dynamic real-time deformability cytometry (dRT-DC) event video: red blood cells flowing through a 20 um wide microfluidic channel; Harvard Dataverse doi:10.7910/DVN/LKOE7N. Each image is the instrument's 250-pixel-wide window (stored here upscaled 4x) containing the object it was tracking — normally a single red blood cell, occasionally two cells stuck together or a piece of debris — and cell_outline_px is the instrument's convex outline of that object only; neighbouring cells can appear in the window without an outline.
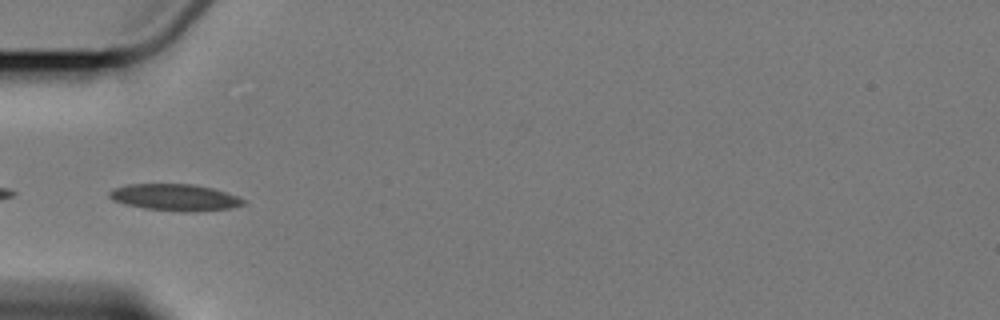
{"species": "Egyptian fruit bat (a non-hibernating species)", "species_latin": "Rousettus aegyptiacus", "temperature_condition": "cold", "stored_images_in_passage": 5, "camera_frame_rate_fps": 3000, "um_per_image_px": 0.085, "animal": {"sex": "female"}, "frame": {"image": 1, "passage_image": 1, "time_ms": 0.0, "image_size_px": [1000, 320], "cell_outline_px": [[244, 204], [232, 208], [196, 212], [180, 212], [144, 208], [124, 204], [112, 200], [108, 196], [108, 192], [112, 188], [128, 184], [192, 184], [212, 188], [236, 196], [244, 200]], "centroid_in_image_um": [14.82, 16.78], "position_along_channel_um": 70.2, "area_um2": 20.92}}
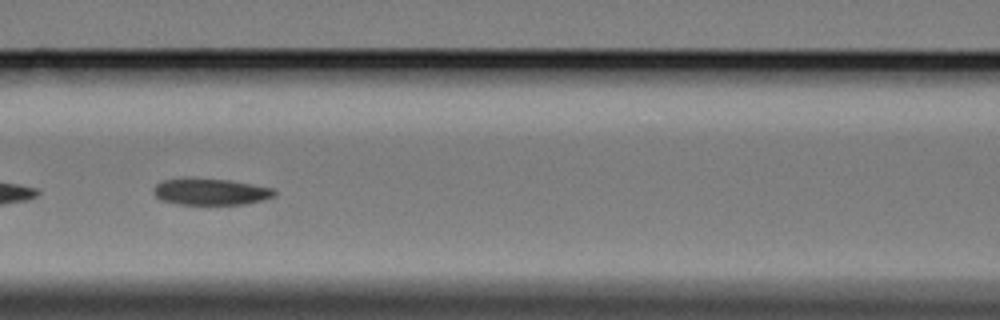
{"frame": {"image": 2, "passage_image": 3, "time_ms": 2.333, "image_size_px": [1000, 320], "cell_outline_px": [[276, 196], [264, 200], [248, 204], [176, 204], [160, 200], [152, 192], [152, 188], [156, 184], [164, 180], [184, 176], [188, 176], [228, 180], [252, 184], [272, 188], [276, 192]], "centroid_in_image_um": [17.85, 16.28], "position_along_channel_um": 148.7, "area_um2": 19.25}}
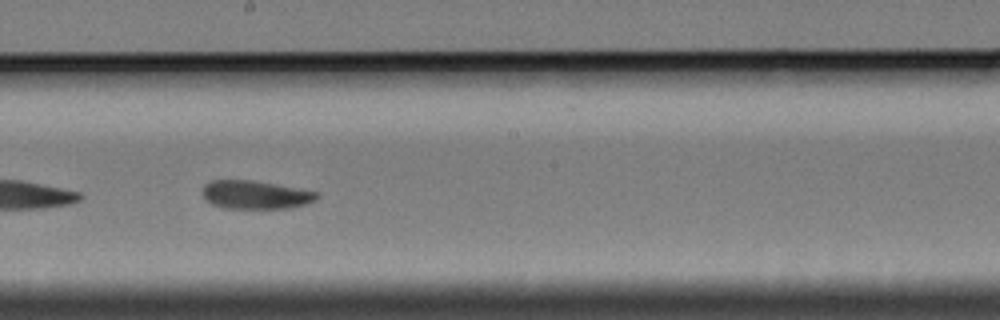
{"frame": {"image": 3, "passage_image": 5, "time_ms": 4.667, "image_size_px": [1000, 320], "cell_outline_px": [[320, 196], [316, 200], [304, 204], [288, 208], [224, 208], [212, 204], [204, 196], [204, 184], [212, 180], [252, 180], [276, 184], [316, 192]], "centroid_in_image_um": [21.72, 16.55], "position_along_channel_um": 226.5, "area_um2": 18.61}}